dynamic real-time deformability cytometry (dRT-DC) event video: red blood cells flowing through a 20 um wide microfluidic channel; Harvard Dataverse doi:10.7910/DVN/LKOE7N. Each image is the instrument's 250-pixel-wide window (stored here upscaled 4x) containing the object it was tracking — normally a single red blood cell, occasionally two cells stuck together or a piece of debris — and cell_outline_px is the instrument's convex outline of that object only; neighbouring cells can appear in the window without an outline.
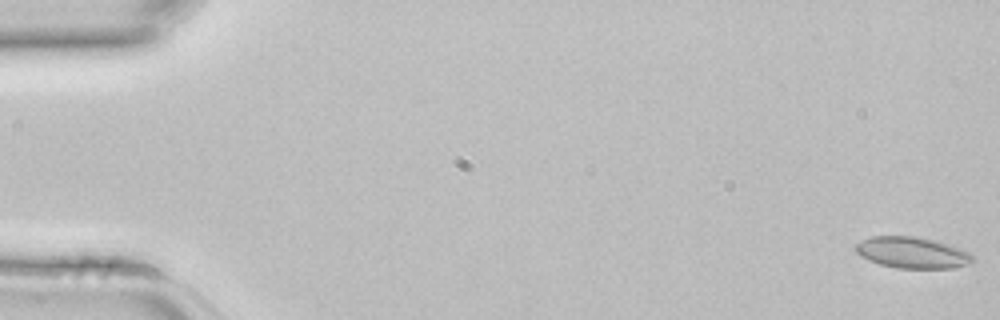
{"species": "common noctule bat (a hibernating species)", "species_latin": "Nyctalus noctula", "temperature_condition": "room temperature", "stored_images_in_passage": 4, "segment_of_instrument_passage": [2, 2], "camera_frame_rate_fps": 3000, "um_per_image_px": 0.085, "animal": {"sex": "female", "body_mass_g": 22.7, "forearm_length_mm": 54.2}, "frame": {"image": 1, "passage_image": 4, "time_ms": 1.0, "image_size_px": [1000, 320], "cell_outline_px": [[976, 260], [968, 264], [952, 268], [896, 268], [880, 264], [868, 260], [860, 256], [852, 248], [856, 244], [872, 236], [916, 236], [936, 240], [972, 252]], "centroid_in_image_um": [77.57, 21.47], "position_along_channel_um": 7.4, "area_um2": 21.62}}